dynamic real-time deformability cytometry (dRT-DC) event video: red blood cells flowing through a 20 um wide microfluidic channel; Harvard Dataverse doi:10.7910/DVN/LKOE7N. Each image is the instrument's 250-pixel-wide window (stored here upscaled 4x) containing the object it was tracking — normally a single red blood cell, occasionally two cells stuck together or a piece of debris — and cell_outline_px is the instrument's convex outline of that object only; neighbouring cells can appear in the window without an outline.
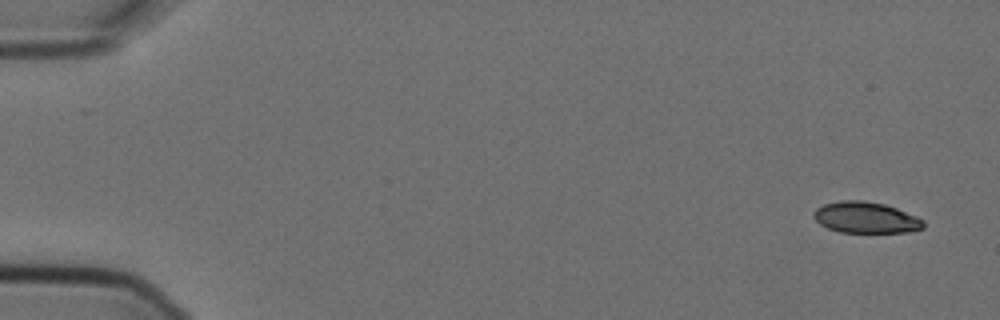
{"species": "Egyptian fruit bat (a non-hibernating species)", "species_latin": "Rousettus aegyptiacus", "temperature_condition": "cold", "stored_images_in_passage": 5, "camera_frame_rate_fps": 3000, "um_per_image_px": 0.085, "animal": {"sex": "female"}, "frame": {"image": 1, "passage_image": 1, "time_ms": 0.0, "image_size_px": [1000, 320], "cell_outline_px": [[924, 228], [908, 232], [840, 232], [828, 228], [820, 224], [812, 216], [812, 212], [816, 208], [824, 204], [840, 200], [864, 200], [884, 204], [896, 208], [916, 216], [924, 220]], "centroid_in_image_um": [73.57, 18.48], "position_along_channel_um": 11.4, "area_um2": 20.0}}
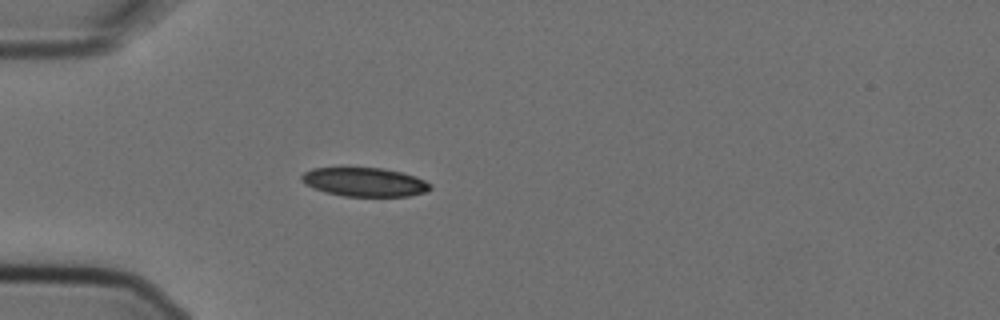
{"frame": {"image": 2, "passage_image": 5, "time_ms": 1.333, "image_size_px": [1000, 320], "cell_outline_px": [[432, 188], [424, 192], [408, 196], [344, 196], [324, 192], [312, 188], [304, 184], [300, 180], [300, 176], [304, 172], [312, 168], [340, 164], [380, 168], [400, 172], [416, 176], [432, 184]], "centroid_in_image_um": [30.88, 15.42], "position_along_channel_um": 54.1, "area_um2": 22.66}}